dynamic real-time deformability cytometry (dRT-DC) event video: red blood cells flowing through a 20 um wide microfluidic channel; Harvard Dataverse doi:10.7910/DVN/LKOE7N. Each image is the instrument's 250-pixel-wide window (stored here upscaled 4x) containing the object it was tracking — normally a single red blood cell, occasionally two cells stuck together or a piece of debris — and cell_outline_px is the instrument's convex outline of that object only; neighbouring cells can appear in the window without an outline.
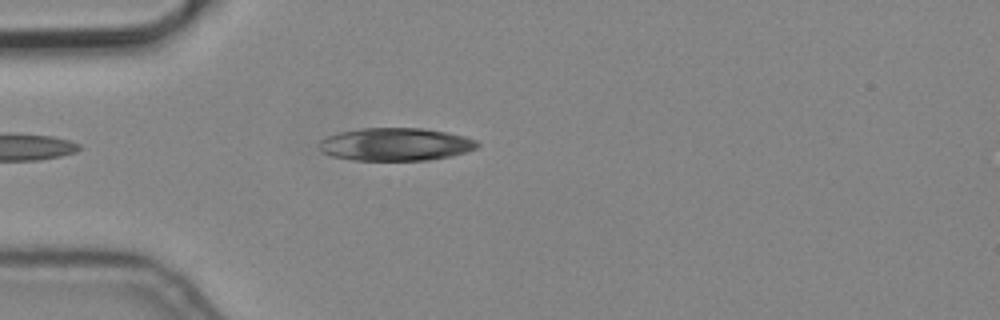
{"species": "common noctule bat (a hibernating species)", "species_latin": "Nyctalus noctula", "temperature_condition": "cold", "stored_images_in_passage": 6, "camera_frame_rate_fps": 3000, "um_per_image_px": 0.085, "animal": {"sex": "male", "body_mass_g": 19.2, "forearm_length_mm": 51.8}, "frame": {"image": 1, "passage_image": 6, "time_ms": 1.667, "image_size_px": [1000, 320], "cell_outline_px": [[480, 144], [476, 148], [452, 156], [428, 160], [356, 160], [332, 156], [320, 152], [316, 144], [320, 140], [328, 136], [340, 132], [360, 128], [424, 128], [464, 136], [476, 140]], "centroid_in_image_um": [33.58, 12.27], "position_along_channel_um": 51.4, "area_um2": 30.35}}